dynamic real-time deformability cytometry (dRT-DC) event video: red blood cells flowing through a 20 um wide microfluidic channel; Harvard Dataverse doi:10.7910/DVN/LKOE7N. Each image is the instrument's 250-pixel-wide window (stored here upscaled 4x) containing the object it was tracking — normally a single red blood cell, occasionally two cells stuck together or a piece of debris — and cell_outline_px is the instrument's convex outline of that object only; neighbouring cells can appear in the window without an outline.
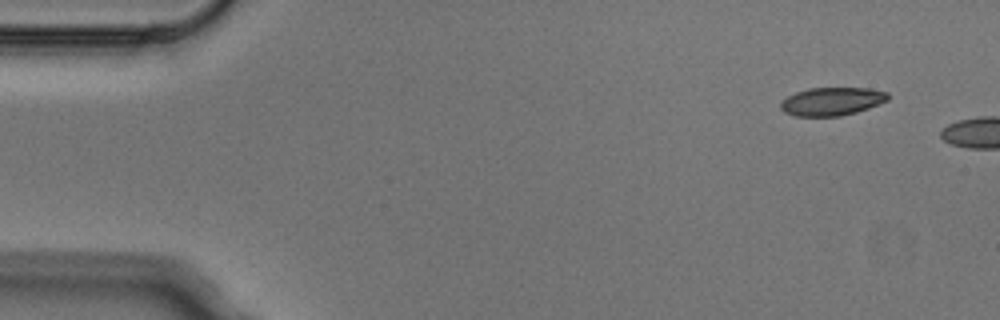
{"species": "Egyptian fruit bat (a non-hibernating species)", "species_latin": "Rousettus aegyptiacus", "temperature_condition": "cold", "stored_images_in_passage": 2, "camera_frame_rate_fps": 3000, "um_per_image_px": 0.085, "animal": {"sex": "male"}, "frame": {"image": 1, "passage_image": 1, "time_ms": 0.0, "image_size_px": [1000, 320], "cell_outline_px": [[888, 100], [868, 108], [856, 112], [840, 116], [796, 116], [784, 112], [780, 108], [780, 100], [796, 92], [808, 88], [868, 88], [888, 92]], "centroid_in_image_um": [70.68, 8.62], "position_along_channel_um": 14.3, "area_um2": 17.63}}